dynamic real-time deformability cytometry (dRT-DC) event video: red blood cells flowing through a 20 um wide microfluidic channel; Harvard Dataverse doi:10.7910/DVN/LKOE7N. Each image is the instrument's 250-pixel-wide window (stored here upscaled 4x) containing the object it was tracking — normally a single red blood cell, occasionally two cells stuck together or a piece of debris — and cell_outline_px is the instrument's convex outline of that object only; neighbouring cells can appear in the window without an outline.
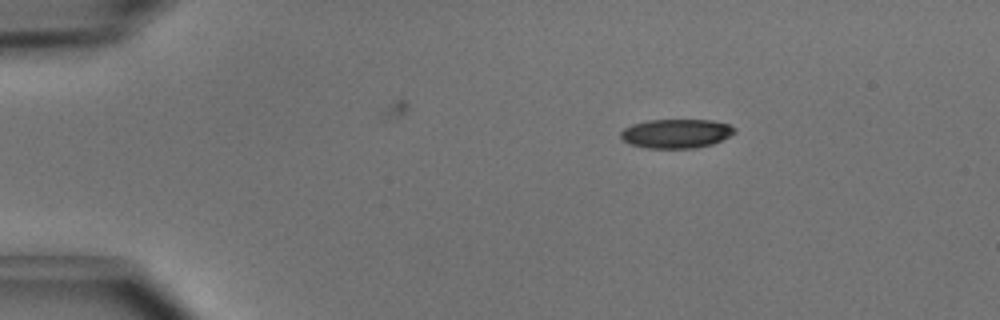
{"species": "common noctule bat (a hibernating species)", "species_latin": "Nyctalus noctula", "temperature_condition": "cold", "stored_images_in_passage": 43, "camera_frame_rate_fps": 3000, "um_per_image_px": 0.085, "animal": {"sex": "male", "body_mass_g": 15.6}, "frame": {"image": 1, "passage_image": 1, "time_ms": 0.0, "image_size_px": [1000, 320], "cell_outline_px": [[736, 132], [712, 144], [696, 148], [648, 148], [632, 144], [624, 140], [620, 136], [620, 132], [624, 128], [632, 124], [648, 120], [712, 120], [728, 124], [736, 128]], "centroid_in_image_um": [57.48, 11.34], "position_along_channel_um": 27.5, "area_um2": 19.19}}
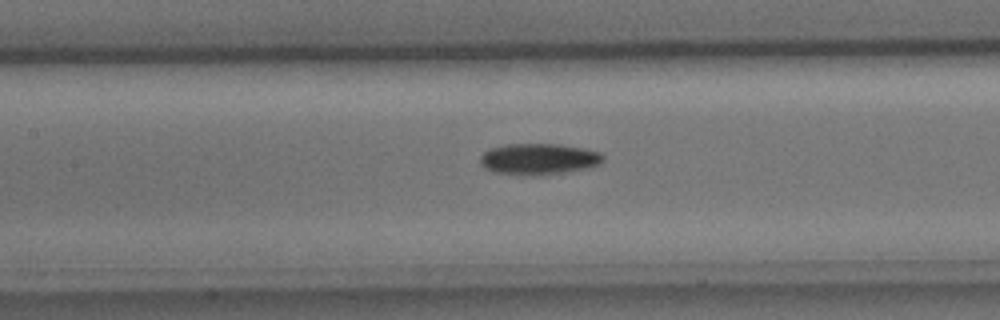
{"frame": {"image": 2, "passage_image": 16, "time_ms": 5.0, "image_size_px": [1000, 320], "cell_outline_px": [[604, 160], [600, 164], [588, 168], [540, 176], [516, 176], [492, 172], [484, 168], [480, 164], [480, 156], [484, 152], [492, 148], [504, 144], [560, 144], [600, 152], [604, 156]], "centroid_in_image_um": [45.75, 13.54], "position_along_channel_um": 161.6, "area_um2": 22.77}}
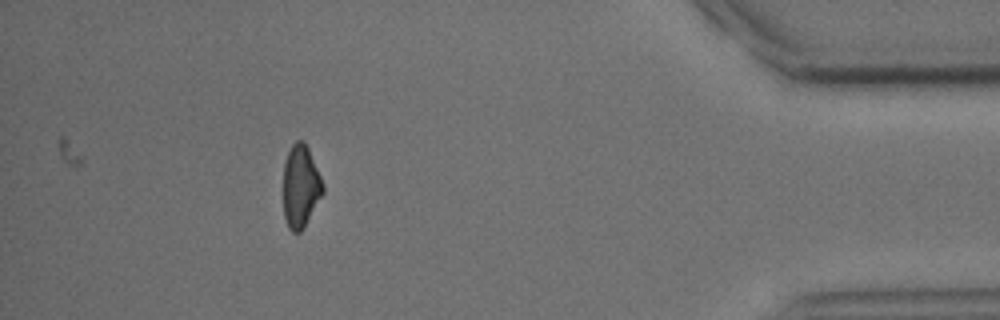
{"frame": {"image": 3, "passage_image": 38, "time_ms": 12.333, "image_size_px": [1000, 320], "cell_outline_px": [[324, 192], [304, 228], [300, 232], [292, 232], [288, 228], [284, 216], [284, 164], [288, 152], [292, 144], [296, 140], [304, 140], [308, 148], [324, 184]], "centroid_in_image_um": [25.56, 15.85], "position_along_channel_um": 409.6, "area_um2": 19.07}, "authors_computed_cell_mechanics": {"area_um2": 20.519, "velocity_mm_per_s": 4.0424, "shape_relaxation_time_tau1_ms": 2.477, "shape_relaxation_time_tau2_ms": null, "deformation_change_tau1": 0.1351, "deformation_change_tau2": null}}